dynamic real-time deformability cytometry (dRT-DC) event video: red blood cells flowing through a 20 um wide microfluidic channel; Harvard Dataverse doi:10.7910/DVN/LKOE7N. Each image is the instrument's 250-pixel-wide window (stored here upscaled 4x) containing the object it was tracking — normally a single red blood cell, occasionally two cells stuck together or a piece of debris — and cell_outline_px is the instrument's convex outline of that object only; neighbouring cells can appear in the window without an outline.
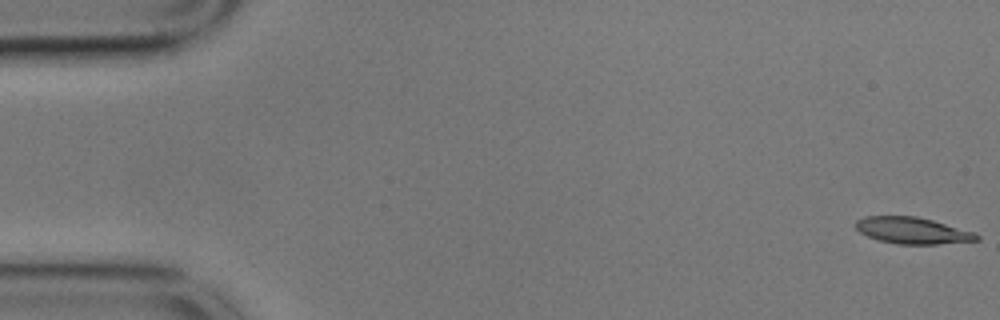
{"species": "common noctule bat (a hibernating species)", "species_latin": "Nyctalus noctula", "temperature_condition": "cold", "stored_images_in_passage": 57, "camera_frame_rate_fps": 3000, "um_per_image_px": 0.085, "animal": {"sex": "male", "body_mass_g": 17.9}, "frame": {"image": 1, "passage_image": 1, "time_ms": 0.0, "image_size_px": [1000, 320], "cell_outline_px": [[980, 240], [936, 244], [896, 244], [880, 240], [868, 236], [860, 232], [856, 228], [856, 220], [864, 216], [916, 216], [932, 220], [976, 232], [980, 236]], "centroid_in_image_um": [77.58, 19.59], "position_along_channel_um": 7.4, "area_um2": 18.67}}
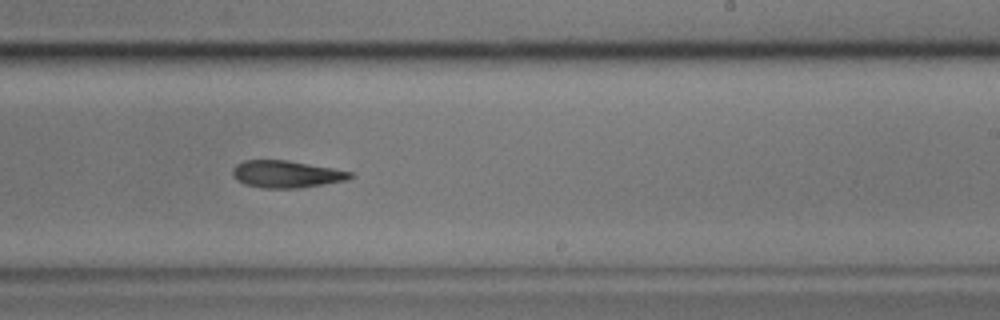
{"frame": {"image": 2, "passage_image": 34, "time_ms": 11.0, "image_size_px": [1000, 320], "cell_outline_px": [[352, 176], [348, 180], [300, 188], [264, 188], [244, 184], [236, 180], [232, 176], [232, 168], [236, 164], [244, 160], [288, 160], [332, 168], [352, 172]], "centroid_in_image_um": [24.3, 14.8], "position_along_channel_um": 264.7, "area_um2": 18.67}}
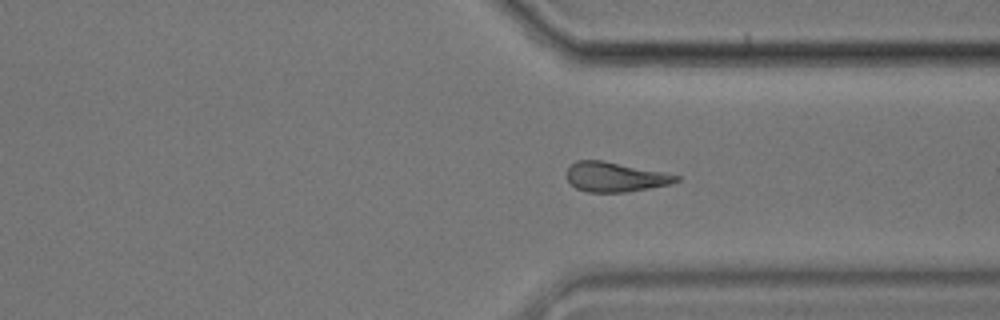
{"frame": {"image": 3, "passage_image": 42, "time_ms": 13.667, "image_size_px": [1000, 320], "cell_outline_px": [[680, 180], [668, 184], [648, 188], [624, 192], [588, 192], [576, 188], [568, 180], [564, 172], [568, 164], [576, 160], [600, 160], [664, 172], [680, 176]], "centroid_in_image_um": [52.21, 15.03], "position_along_channel_um": 359.2, "area_um2": 18.9}, "authors_computed_cell_mechanics": {"area_um2": 19.363, "velocity_mm_per_s": 3.5365, "shape_relaxation_time_tau1_ms": null, "shape_relaxation_time_tau2_ms": 6.372, "deformation_change_tau1": null, "deformation_change_tau2": 0.167}}